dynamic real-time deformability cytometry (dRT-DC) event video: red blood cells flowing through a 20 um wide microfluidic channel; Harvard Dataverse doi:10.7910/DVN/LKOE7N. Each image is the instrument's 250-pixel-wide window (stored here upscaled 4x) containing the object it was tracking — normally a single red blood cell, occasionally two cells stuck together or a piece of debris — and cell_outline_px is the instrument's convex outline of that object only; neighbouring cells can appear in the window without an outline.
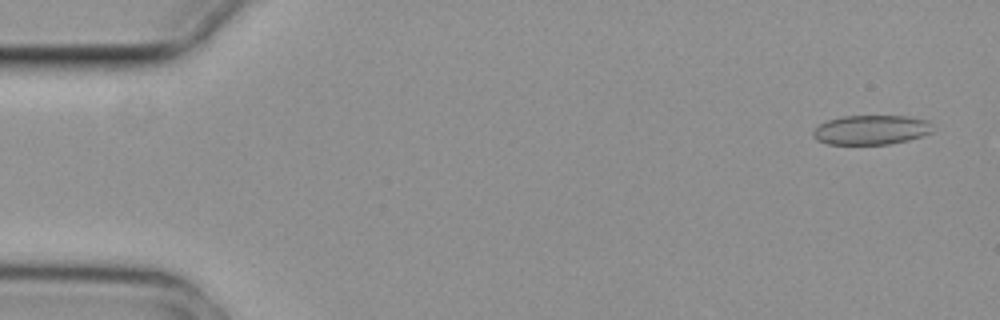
{"species": "common noctule bat (a hibernating species)", "species_latin": "Nyctalus noctula", "temperature_condition": "cold", "stored_images_in_passage": 3, "segment_of_instrument_passage": [2, 2], "camera_frame_rate_fps": 3000, "um_per_image_px": 0.085, "animal": {"sex": "female", "body_mass_g": 29.2, "forearm_length_mm": 56.3}, "frame": {"image": 1, "passage_image": 3, "time_ms": 0.667, "image_size_px": [1000, 320], "cell_outline_px": [[932, 132], [908, 140], [888, 144], [828, 144], [816, 140], [812, 136], [812, 132], [820, 124], [828, 120], [844, 116], [908, 116], [928, 120]], "centroid_in_image_um": [74.02, 11.04], "position_along_channel_um": 11.0, "area_um2": 20.4}}